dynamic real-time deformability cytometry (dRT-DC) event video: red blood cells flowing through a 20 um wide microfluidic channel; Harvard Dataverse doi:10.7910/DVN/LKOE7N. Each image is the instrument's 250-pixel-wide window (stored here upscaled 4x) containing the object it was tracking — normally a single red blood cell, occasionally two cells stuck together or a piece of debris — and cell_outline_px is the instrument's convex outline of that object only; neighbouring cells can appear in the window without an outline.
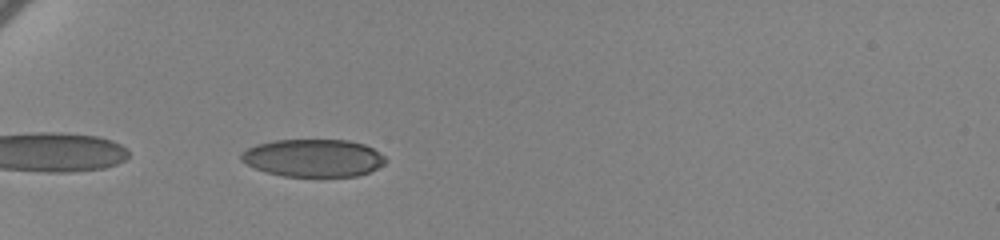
{"species": "human", "species_latin": "Homo sapiens", "temperature_condition": "cold", "stored_images_in_passage": 41, "camera_frame_rate_fps": 3000, "um_per_image_px": 0.085, "donor": {"sex": "female"}, "frame": {"image": 1, "passage_image": 2, "time_ms": 0.333, "image_size_px": [1000, 240], "cell_outline_px": [[388, 160], [384, 164], [368, 172], [356, 176], [284, 176], [268, 172], [256, 168], [240, 160], [240, 152], [256, 144], [276, 140], [348, 140], [364, 144], [372, 148], [384, 156]], "centroid_in_image_um": [26.63, 13.42], "position_along_channel_um": 58.4, "area_um2": 31.5}}
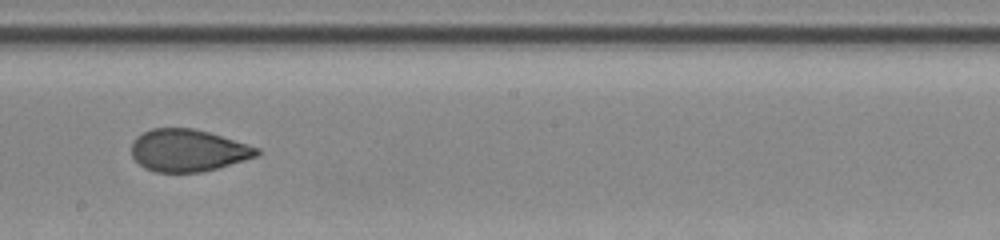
{"frame": {"image": 2, "passage_image": 19, "time_ms": 6.0, "image_size_px": [1000, 240], "cell_outline_px": [[260, 156], [216, 168], [200, 172], [156, 172], [144, 168], [132, 156], [132, 140], [136, 136], [152, 128], [192, 128], [208, 132], [260, 148]], "centroid_in_image_um": [15.98, 12.78], "position_along_channel_um": 232.2, "area_um2": 30.75}}
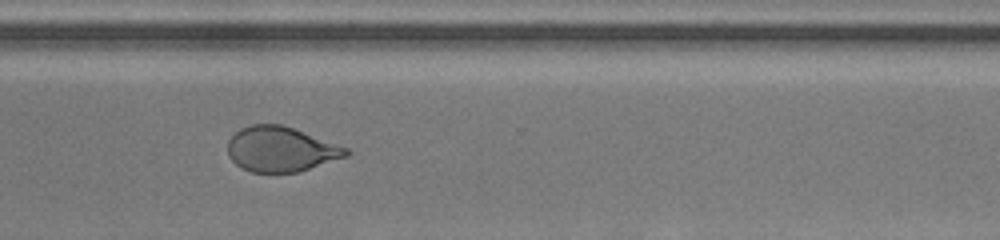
{"frame": {"image": 3, "passage_image": 29, "time_ms": 9.333, "image_size_px": [1000, 240], "cell_outline_px": [[352, 152], [348, 156], [296, 172], [252, 172], [240, 168], [228, 156], [228, 140], [240, 128], [252, 124], [280, 124], [292, 128], [348, 148]], "centroid_in_image_um": [23.85, 12.68], "position_along_channel_um": 346.8, "area_um2": 30.81}, "authors_computed_cell_mechanics": {"area_um2": 32.2524, "velocity_mm_per_s": 3.4468, "shape_relaxation_time_tau1_ms": 9.7507, "shape_relaxation_time_tau2_ms": 1.1753, "deformation_change_tau1": 0.1806, "deformation_change_tau2": 0.0566}}